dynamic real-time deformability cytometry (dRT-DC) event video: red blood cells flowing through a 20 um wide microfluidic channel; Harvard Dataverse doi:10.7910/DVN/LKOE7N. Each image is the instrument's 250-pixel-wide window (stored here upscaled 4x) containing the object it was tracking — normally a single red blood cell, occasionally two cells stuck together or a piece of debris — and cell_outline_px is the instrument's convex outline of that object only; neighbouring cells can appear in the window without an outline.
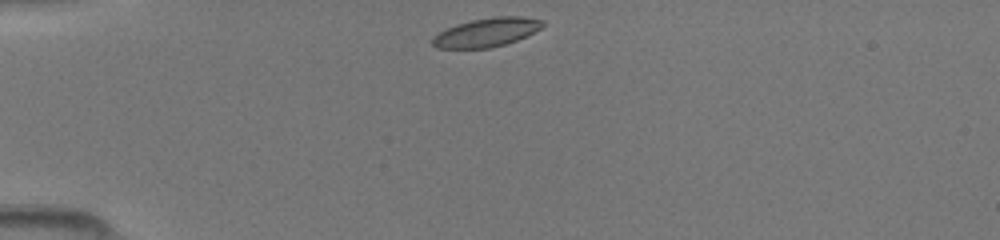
{"species": "common noctule bat (a hibernating species)", "species_latin": "Nyctalus noctula", "temperature_condition": "room temperature", "stored_images_in_passage": 37, "camera_frame_rate_fps": 3000, "um_per_image_px": 0.085, "animal": {"sex": "female", "body_mass_g": 19.5, "forearm_length_mm": 54.1}, "frame": {"image": 1, "passage_image": 1, "time_ms": 0.0, "image_size_px": [1000, 240], "cell_outline_px": [[544, 24], [540, 28], [516, 40], [504, 44], [488, 48], [436, 48], [432, 44], [432, 36], [456, 24], [472, 20], [492, 16], [524, 16], [544, 20]], "centroid_in_image_um": [41.34, 2.74], "position_along_channel_um": 43.7, "area_um2": 18.32}}
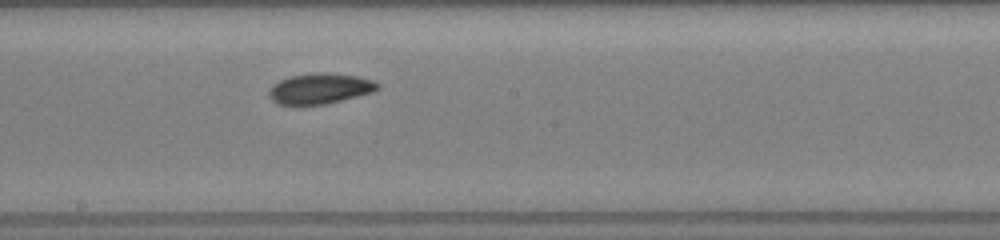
{"frame": {"image": 2, "passage_image": 16, "time_ms": 5.0, "image_size_px": [1000, 240], "cell_outline_px": [[380, 88], [372, 92], [324, 104], [280, 104], [272, 100], [268, 96], [268, 88], [272, 84], [288, 76], [356, 76], [372, 80], [380, 84]], "centroid_in_image_um": [27.14, 7.58], "position_along_channel_um": 221.1, "area_um2": 18.15}}
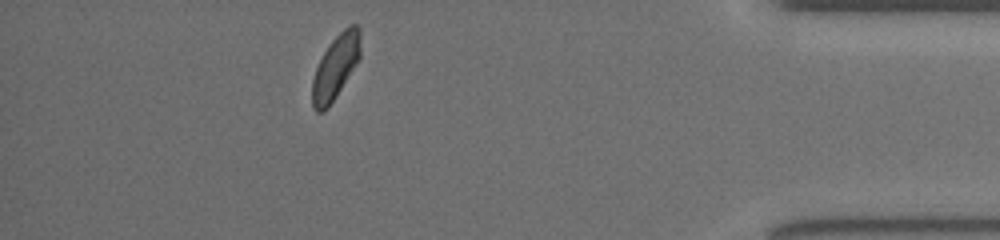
{"frame": {"image": 3, "passage_image": 32, "time_ms": 10.333, "image_size_px": [1000, 240], "cell_outline_px": [[360, 56], [336, 96], [328, 108], [324, 112], [316, 112], [312, 108], [312, 80], [316, 68], [324, 52], [332, 40], [348, 24], [356, 24], [360, 28]], "centroid_in_image_um": [28.51, 5.7], "position_along_channel_um": 406.7, "area_um2": 17.8}}